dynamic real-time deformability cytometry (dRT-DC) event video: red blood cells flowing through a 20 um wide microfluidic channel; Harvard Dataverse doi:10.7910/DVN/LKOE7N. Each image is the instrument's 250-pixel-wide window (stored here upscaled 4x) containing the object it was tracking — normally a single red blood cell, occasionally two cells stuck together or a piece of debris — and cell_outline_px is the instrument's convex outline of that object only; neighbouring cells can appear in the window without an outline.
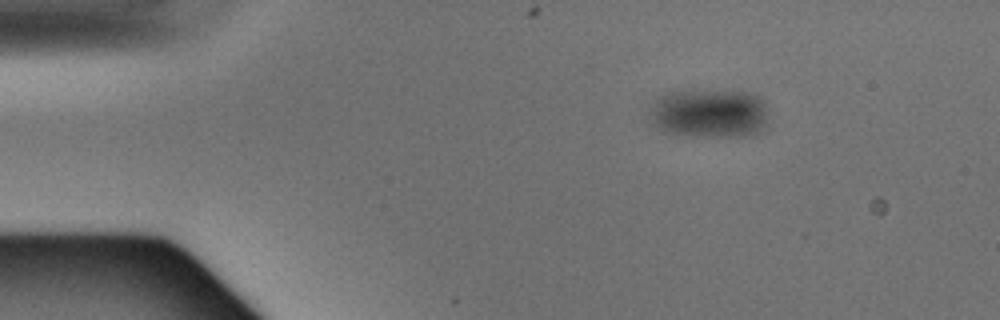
{"species": "Egyptian fruit bat (a non-hibernating species)", "species_latin": "Rousettus aegyptiacus", "temperature_condition": "warm", "stored_images_in_passage": 2, "camera_frame_rate_fps": 3000, "um_per_image_px": 0.085, "animal": {"sex": "male"}, "frame": {"image": 1, "passage_image": 1, "time_ms": 0.0, "image_size_px": [1000, 320], "cell_outline_px": [[768, 124], [756, 136], [688, 136], [664, 132], [652, 124], [648, 120], [652, 104], [656, 96], [668, 92], [752, 92], [760, 96], [764, 100], [768, 108]], "centroid_in_image_um": [60.33, 9.67], "position_along_channel_um": 24.7, "area_um2": 34.56}}